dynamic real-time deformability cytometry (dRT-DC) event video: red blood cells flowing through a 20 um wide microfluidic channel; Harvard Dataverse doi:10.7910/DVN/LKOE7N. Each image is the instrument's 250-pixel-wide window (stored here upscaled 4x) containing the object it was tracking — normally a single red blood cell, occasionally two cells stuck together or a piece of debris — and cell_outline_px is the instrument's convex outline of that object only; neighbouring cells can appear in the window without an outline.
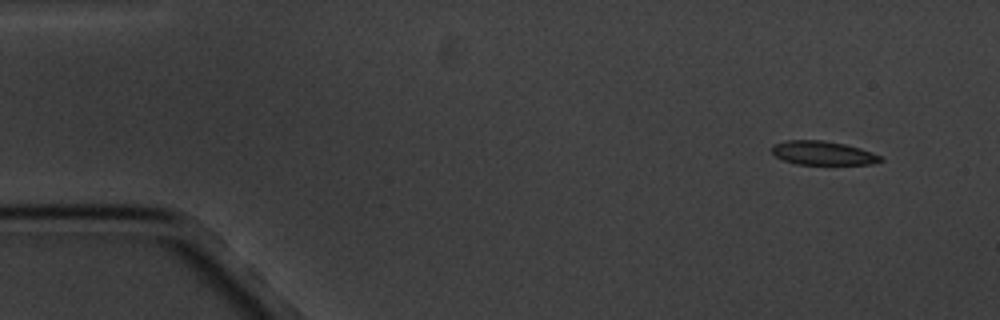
{"species": "common noctule bat (a hibernating species)", "species_latin": "Nyctalus noctula", "temperature_condition": "cold", "stored_images_in_passage": 5, "camera_frame_rate_fps": 3000, "um_per_image_px": 0.085, "animal": {"sex": "male", "body_mass_g": 20.1, "forearm_length_mm": 53.5}, "frame": {"image": 1, "passage_image": 1, "time_ms": 0.0, "image_size_px": [1000, 320], "cell_outline_px": [[884, 160], [872, 164], [796, 164], [784, 160], [776, 156], [772, 152], [772, 144], [788, 140], [824, 140], [844, 144], [860, 148], [872, 152], [880, 156]], "centroid_in_image_um": [69.94, 13.0], "position_along_channel_um": 15.1, "area_um2": 15.03}}
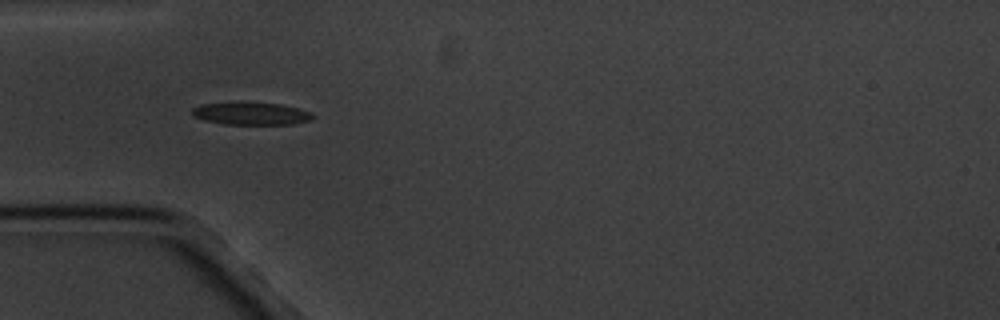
{"frame": {"image": 2, "passage_image": 4, "time_ms": 4.333, "image_size_px": [1000, 320], "cell_outline_px": [[316, 116], [312, 120], [292, 124], [224, 124], [204, 120], [192, 116], [192, 108], [204, 104], [240, 100], [280, 104], [312, 112]], "centroid_in_image_um": [21.34, 9.62], "position_along_channel_um": 63.7, "area_um2": 16.36}}
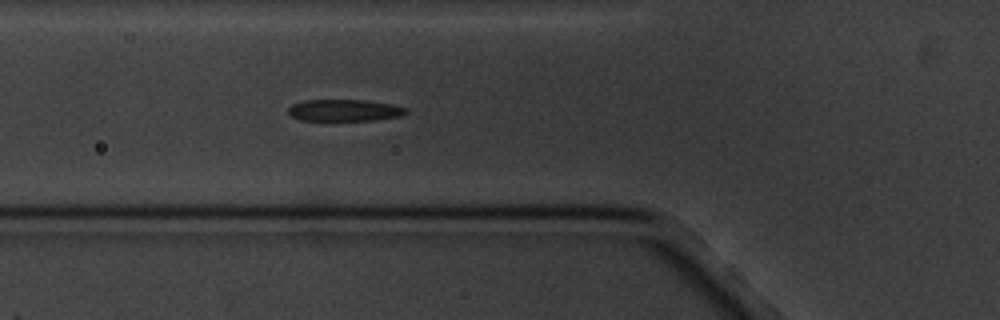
{"frame": {"image": 3, "passage_image": 5, "time_ms": 5.333, "image_size_px": [1000, 320], "cell_outline_px": [[408, 112], [400, 116], [376, 120], [300, 120], [292, 116], [288, 112], [288, 108], [292, 104], [304, 100], [368, 100], [392, 104], [404, 108]], "centroid_in_image_um": [29.26, 9.37], "position_along_channel_um": 96.5, "area_um2": 14.85}}